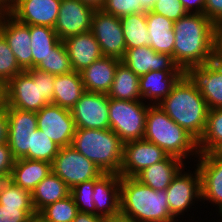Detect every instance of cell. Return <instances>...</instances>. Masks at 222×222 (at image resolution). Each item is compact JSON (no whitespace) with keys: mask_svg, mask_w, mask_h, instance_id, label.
Returning a JSON list of instances; mask_svg holds the SVG:
<instances>
[{"mask_svg":"<svg viewBox=\"0 0 222 222\" xmlns=\"http://www.w3.org/2000/svg\"><path fill=\"white\" fill-rule=\"evenodd\" d=\"M52 172L72 189L74 186L98 178L103 172L72 146L60 147L51 163Z\"/></svg>","mask_w":222,"mask_h":222,"instance_id":"ba28073f","label":"cell"},{"mask_svg":"<svg viewBox=\"0 0 222 222\" xmlns=\"http://www.w3.org/2000/svg\"><path fill=\"white\" fill-rule=\"evenodd\" d=\"M76 128L109 129V97L105 93L86 92L70 109Z\"/></svg>","mask_w":222,"mask_h":222,"instance_id":"30bf717a","label":"cell"},{"mask_svg":"<svg viewBox=\"0 0 222 222\" xmlns=\"http://www.w3.org/2000/svg\"><path fill=\"white\" fill-rule=\"evenodd\" d=\"M150 105L141 100L109 98V129L113 130L123 143L143 139Z\"/></svg>","mask_w":222,"mask_h":222,"instance_id":"52a82bcc","label":"cell"},{"mask_svg":"<svg viewBox=\"0 0 222 222\" xmlns=\"http://www.w3.org/2000/svg\"><path fill=\"white\" fill-rule=\"evenodd\" d=\"M121 62L139 77L150 71H183L170 54L157 53L150 46L126 49Z\"/></svg>","mask_w":222,"mask_h":222,"instance_id":"d6986e66","label":"cell"},{"mask_svg":"<svg viewBox=\"0 0 222 222\" xmlns=\"http://www.w3.org/2000/svg\"><path fill=\"white\" fill-rule=\"evenodd\" d=\"M102 220L98 215L78 212L73 222H101Z\"/></svg>","mask_w":222,"mask_h":222,"instance_id":"681fc988","label":"cell"},{"mask_svg":"<svg viewBox=\"0 0 222 222\" xmlns=\"http://www.w3.org/2000/svg\"><path fill=\"white\" fill-rule=\"evenodd\" d=\"M91 32L100 45L103 56L123 59L126 44L119 17L107 14L101 9L95 10L92 16Z\"/></svg>","mask_w":222,"mask_h":222,"instance_id":"9c48e42d","label":"cell"},{"mask_svg":"<svg viewBox=\"0 0 222 222\" xmlns=\"http://www.w3.org/2000/svg\"><path fill=\"white\" fill-rule=\"evenodd\" d=\"M214 60L222 63V21L214 24Z\"/></svg>","mask_w":222,"mask_h":222,"instance_id":"bcb514c9","label":"cell"},{"mask_svg":"<svg viewBox=\"0 0 222 222\" xmlns=\"http://www.w3.org/2000/svg\"><path fill=\"white\" fill-rule=\"evenodd\" d=\"M95 179L82 182L74 186L70 195L73 197L78 212L95 214V204L93 201V189Z\"/></svg>","mask_w":222,"mask_h":222,"instance_id":"f35d334b","label":"cell"},{"mask_svg":"<svg viewBox=\"0 0 222 222\" xmlns=\"http://www.w3.org/2000/svg\"><path fill=\"white\" fill-rule=\"evenodd\" d=\"M32 50V68H35L61 42L54 28L29 25Z\"/></svg>","mask_w":222,"mask_h":222,"instance_id":"f546056e","label":"cell"},{"mask_svg":"<svg viewBox=\"0 0 222 222\" xmlns=\"http://www.w3.org/2000/svg\"><path fill=\"white\" fill-rule=\"evenodd\" d=\"M15 159L8 143L0 144V176L10 179Z\"/></svg>","mask_w":222,"mask_h":222,"instance_id":"ee69618b","label":"cell"},{"mask_svg":"<svg viewBox=\"0 0 222 222\" xmlns=\"http://www.w3.org/2000/svg\"><path fill=\"white\" fill-rule=\"evenodd\" d=\"M146 20L150 37L149 46L155 52L170 54L173 58L174 21L152 11H146Z\"/></svg>","mask_w":222,"mask_h":222,"instance_id":"d4e9b609","label":"cell"},{"mask_svg":"<svg viewBox=\"0 0 222 222\" xmlns=\"http://www.w3.org/2000/svg\"><path fill=\"white\" fill-rule=\"evenodd\" d=\"M35 213L33 207H11L0 204V222H27Z\"/></svg>","mask_w":222,"mask_h":222,"instance_id":"b9f144b4","label":"cell"},{"mask_svg":"<svg viewBox=\"0 0 222 222\" xmlns=\"http://www.w3.org/2000/svg\"><path fill=\"white\" fill-rule=\"evenodd\" d=\"M27 222H49L40 213L31 215Z\"/></svg>","mask_w":222,"mask_h":222,"instance_id":"11a10c76","label":"cell"},{"mask_svg":"<svg viewBox=\"0 0 222 222\" xmlns=\"http://www.w3.org/2000/svg\"><path fill=\"white\" fill-rule=\"evenodd\" d=\"M120 215L137 222H176L166 191H156L134 177H121Z\"/></svg>","mask_w":222,"mask_h":222,"instance_id":"3957f363","label":"cell"},{"mask_svg":"<svg viewBox=\"0 0 222 222\" xmlns=\"http://www.w3.org/2000/svg\"><path fill=\"white\" fill-rule=\"evenodd\" d=\"M24 71L8 46L5 37L0 33V80L7 84L13 77Z\"/></svg>","mask_w":222,"mask_h":222,"instance_id":"74e56055","label":"cell"},{"mask_svg":"<svg viewBox=\"0 0 222 222\" xmlns=\"http://www.w3.org/2000/svg\"><path fill=\"white\" fill-rule=\"evenodd\" d=\"M183 162L177 157L168 155L164 160L139 172L134 178L156 191L166 190L177 173L183 168V164H185Z\"/></svg>","mask_w":222,"mask_h":222,"instance_id":"cb8c5ba5","label":"cell"},{"mask_svg":"<svg viewBox=\"0 0 222 222\" xmlns=\"http://www.w3.org/2000/svg\"><path fill=\"white\" fill-rule=\"evenodd\" d=\"M111 222H137V221L124 217L122 215H118V216L112 217Z\"/></svg>","mask_w":222,"mask_h":222,"instance_id":"9f6ffc18","label":"cell"},{"mask_svg":"<svg viewBox=\"0 0 222 222\" xmlns=\"http://www.w3.org/2000/svg\"><path fill=\"white\" fill-rule=\"evenodd\" d=\"M197 168L200 174L201 200L219 206L222 215V155L220 153H199Z\"/></svg>","mask_w":222,"mask_h":222,"instance_id":"e0dca14e","label":"cell"},{"mask_svg":"<svg viewBox=\"0 0 222 222\" xmlns=\"http://www.w3.org/2000/svg\"><path fill=\"white\" fill-rule=\"evenodd\" d=\"M8 142V117L5 107L0 109V144Z\"/></svg>","mask_w":222,"mask_h":222,"instance_id":"c3c4849f","label":"cell"},{"mask_svg":"<svg viewBox=\"0 0 222 222\" xmlns=\"http://www.w3.org/2000/svg\"><path fill=\"white\" fill-rule=\"evenodd\" d=\"M184 74L200 91L208 109L222 108V65L213 60L206 64L191 66Z\"/></svg>","mask_w":222,"mask_h":222,"instance_id":"7c38bea8","label":"cell"},{"mask_svg":"<svg viewBox=\"0 0 222 222\" xmlns=\"http://www.w3.org/2000/svg\"><path fill=\"white\" fill-rule=\"evenodd\" d=\"M120 181L121 176L114 173H103L95 179L93 189L95 215L102 219L120 215Z\"/></svg>","mask_w":222,"mask_h":222,"instance_id":"ffe728a7","label":"cell"},{"mask_svg":"<svg viewBox=\"0 0 222 222\" xmlns=\"http://www.w3.org/2000/svg\"><path fill=\"white\" fill-rule=\"evenodd\" d=\"M16 0H0V12L8 13L14 6Z\"/></svg>","mask_w":222,"mask_h":222,"instance_id":"f907efd6","label":"cell"},{"mask_svg":"<svg viewBox=\"0 0 222 222\" xmlns=\"http://www.w3.org/2000/svg\"><path fill=\"white\" fill-rule=\"evenodd\" d=\"M185 11L190 14H204L205 0H179Z\"/></svg>","mask_w":222,"mask_h":222,"instance_id":"7dc6e473","label":"cell"},{"mask_svg":"<svg viewBox=\"0 0 222 222\" xmlns=\"http://www.w3.org/2000/svg\"><path fill=\"white\" fill-rule=\"evenodd\" d=\"M158 105L175 123L199 141L206 128L209 109L200 91L185 74Z\"/></svg>","mask_w":222,"mask_h":222,"instance_id":"7a4b0ae2","label":"cell"},{"mask_svg":"<svg viewBox=\"0 0 222 222\" xmlns=\"http://www.w3.org/2000/svg\"><path fill=\"white\" fill-rule=\"evenodd\" d=\"M6 84H4L1 80H0V109L5 107L6 104Z\"/></svg>","mask_w":222,"mask_h":222,"instance_id":"f5cc1de1","label":"cell"},{"mask_svg":"<svg viewBox=\"0 0 222 222\" xmlns=\"http://www.w3.org/2000/svg\"><path fill=\"white\" fill-rule=\"evenodd\" d=\"M120 62L117 58L102 56L80 72L85 91L107 94Z\"/></svg>","mask_w":222,"mask_h":222,"instance_id":"603a6c76","label":"cell"},{"mask_svg":"<svg viewBox=\"0 0 222 222\" xmlns=\"http://www.w3.org/2000/svg\"><path fill=\"white\" fill-rule=\"evenodd\" d=\"M49 222H73L78 209L71 195L49 204L39 212Z\"/></svg>","mask_w":222,"mask_h":222,"instance_id":"e575fe53","label":"cell"},{"mask_svg":"<svg viewBox=\"0 0 222 222\" xmlns=\"http://www.w3.org/2000/svg\"><path fill=\"white\" fill-rule=\"evenodd\" d=\"M101 10L119 18L125 15L146 12L138 0H105Z\"/></svg>","mask_w":222,"mask_h":222,"instance_id":"ab89813d","label":"cell"},{"mask_svg":"<svg viewBox=\"0 0 222 222\" xmlns=\"http://www.w3.org/2000/svg\"><path fill=\"white\" fill-rule=\"evenodd\" d=\"M204 15L214 24L222 21V0H205Z\"/></svg>","mask_w":222,"mask_h":222,"instance_id":"f6af8a7d","label":"cell"},{"mask_svg":"<svg viewBox=\"0 0 222 222\" xmlns=\"http://www.w3.org/2000/svg\"><path fill=\"white\" fill-rule=\"evenodd\" d=\"M82 3L93 7L95 10H99L103 7L105 0H80Z\"/></svg>","mask_w":222,"mask_h":222,"instance_id":"816d5d0a","label":"cell"},{"mask_svg":"<svg viewBox=\"0 0 222 222\" xmlns=\"http://www.w3.org/2000/svg\"><path fill=\"white\" fill-rule=\"evenodd\" d=\"M95 9L80 0H61L59 15L54 30L61 41L91 31Z\"/></svg>","mask_w":222,"mask_h":222,"instance_id":"5bb4252c","label":"cell"},{"mask_svg":"<svg viewBox=\"0 0 222 222\" xmlns=\"http://www.w3.org/2000/svg\"><path fill=\"white\" fill-rule=\"evenodd\" d=\"M61 0H16L8 14L19 23L54 28Z\"/></svg>","mask_w":222,"mask_h":222,"instance_id":"2e32d148","label":"cell"},{"mask_svg":"<svg viewBox=\"0 0 222 222\" xmlns=\"http://www.w3.org/2000/svg\"><path fill=\"white\" fill-rule=\"evenodd\" d=\"M35 68L54 75L70 73L72 68L64 42L61 41L53 49V52L43 59Z\"/></svg>","mask_w":222,"mask_h":222,"instance_id":"836d02e7","label":"cell"},{"mask_svg":"<svg viewBox=\"0 0 222 222\" xmlns=\"http://www.w3.org/2000/svg\"><path fill=\"white\" fill-rule=\"evenodd\" d=\"M143 139L158 145L168 155L182 161L191 154L199 156L198 141L175 123L158 104H151L148 108Z\"/></svg>","mask_w":222,"mask_h":222,"instance_id":"277c9868","label":"cell"},{"mask_svg":"<svg viewBox=\"0 0 222 222\" xmlns=\"http://www.w3.org/2000/svg\"><path fill=\"white\" fill-rule=\"evenodd\" d=\"M51 171V163L47 161L21 158L15 160L10 179L17 186L32 192Z\"/></svg>","mask_w":222,"mask_h":222,"instance_id":"484cf974","label":"cell"},{"mask_svg":"<svg viewBox=\"0 0 222 222\" xmlns=\"http://www.w3.org/2000/svg\"><path fill=\"white\" fill-rule=\"evenodd\" d=\"M101 222H111V218L110 219H103Z\"/></svg>","mask_w":222,"mask_h":222,"instance_id":"680465c9","label":"cell"},{"mask_svg":"<svg viewBox=\"0 0 222 222\" xmlns=\"http://www.w3.org/2000/svg\"><path fill=\"white\" fill-rule=\"evenodd\" d=\"M199 153L222 152V108L209 109L204 134L198 141Z\"/></svg>","mask_w":222,"mask_h":222,"instance_id":"1f68e13d","label":"cell"},{"mask_svg":"<svg viewBox=\"0 0 222 222\" xmlns=\"http://www.w3.org/2000/svg\"><path fill=\"white\" fill-rule=\"evenodd\" d=\"M8 117V133H32L37 128L36 112L5 107Z\"/></svg>","mask_w":222,"mask_h":222,"instance_id":"8d00e7d4","label":"cell"},{"mask_svg":"<svg viewBox=\"0 0 222 222\" xmlns=\"http://www.w3.org/2000/svg\"><path fill=\"white\" fill-rule=\"evenodd\" d=\"M0 33L5 37L19 66L24 71L32 68L29 25L19 23L8 13H2L0 15Z\"/></svg>","mask_w":222,"mask_h":222,"instance_id":"ac0fdd59","label":"cell"},{"mask_svg":"<svg viewBox=\"0 0 222 222\" xmlns=\"http://www.w3.org/2000/svg\"><path fill=\"white\" fill-rule=\"evenodd\" d=\"M30 133H8V145L15 160L24 158L29 151Z\"/></svg>","mask_w":222,"mask_h":222,"instance_id":"7bdbcfd3","label":"cell"},{"mask_svg":"<svg viewBox=\"0 0 222 222\" xmlns=\"http://www.w3.org/2000/svg\"><path fill=\"white\" fill-rule=\"evenodd\" d=\"M4 181H5V179L2 176H0V188H1Z\"/></svg>","mask_w":222,"mask_h":222,"instance_id":"6f0895ef","label":"cell"},{"mask_svg":"<svg viewBox=\"0 0 222 222\" xmlns=\"http://www.w3.org/2000/svg\"><path fill=\"white\" fill-rule=\"evenodd\" d=\"M28 147L29 151L24 157L25 159L42 160L49 163H52L60 150V146L39 128L29 135Z\"/></svg>","mask_w":222,"mask_h":222,"instance_id":"d6a6232c","label":"cell"},{"mask_svg":"<svg viewBox=\"0 0 222 222\" xmlns=\"http://www.w3.org/2000/svg\"><path fill=\"white\" fill-rule=\"evenodd\" d=\"M0 204L11 207H33L31 192L6 179L0 188Z\"/></svg>","mask_w":222,"mask_h":222,"instance_id":"d590c367","label":"cell"},{"mask_svg":"<svg viewBox=\"0 0 222 222\" xmlns=\"http://www.w3.org/2000/svg\"><path fill=\"white\" fill-rule=\"evenodd\" d=\"M138 2H141L142 8L145 11H151V9L153 8V6L156 3V0H138Z\"/></svg>","mask_w":222,"mask_h":222,"instance_id":"db71d44e","label":"cell"},{"mask_svg":"<svg viewBox=\"0 0 222 222\" xmlns=\"http://www.w3.org/2000/svg\"><path fill=\"white\" fill-rule=\"evenodd\" d=\"M124 143L111 129L76 128L71 146L103 173L119 174Z\"/></svg>","mask_w":222,"mask_h":222,"instance_id":"8992f818","label":"cell"},{"mask_svg":"<svg viewBox=\"0 0 222 222\" xmlns=\"http://www.w3.org/2000/svg\"><path fill=\"white\" fill-rule=\"evenodd\" d=\"M72 71L82 72L103 56L100 45L91 31L73 35L64 41Z\"/></svg>","mask_w":222,"mask_h":222,"instance_id":"44dd1931","label":"cell"},{"mask_svg":"<svg viewBox=\"0 0 222 222\" xmlns=\"http://www.w3.org/2000/svg\"><path fill=\"white\" fill-rule=\"evenodd\" d=\"M126 49L149 46L146 12L125 15L120 18Z\"/></svg>","mask_w":222,"mask_h":222,"instance_id":"4dcf8cb0","label":"cell"},{"mask_svg":"<svg viewBox=\"0 0 222 222\" xmlns=\"http://www.w3.org/2000/svg\"><path fill=\"white\" fill-rule=\"evenodd\" d=\"M184 71H150L139 78V91L142 101L150 99L159 104L171 91ZM144 98V100H143ZM146 98V99H145Z\"/></svg>","mask_w":222,"mask_h":222,"instance_id":"7402d4cb","label":"cell"},{"mask_svg":"<svg viewBox=\"0 0 222 222\" xmlns=\"http://www.w3.org/2000/svg\"><path fill=\"white\" fill-rule=\"evenodd\" d=\"M37 115V128L60 147L71 146L76 126L70 109L54 104L41 108Z\"/></svg>","mask_w":222,"mask_h":222,"instance_id":"8fae6325","label":"cell"},{"mask_svg":"<svg viewBox=\"0 0 222 222\" xmlns=\"http://www.w3.org/2000/svg\"><path fill=\"white\" fill-rule=\"evenodd\" d=\"M168 154L158 145L139 139L123 145L121 177H135L139 172L164 160Z\"/></svg>","mask_w":222,"mask_h":222,"instance_id":"4fadbf2b","label":"cell"},{"mask_svg":"<svg viewBox=\"0 0 222 222\" xmlns=\"http://www.w3.org/2000/svg\"><path fill=\"white\" fill-rule=\"evenodd\" d=\"M54 74L30 68L6 84L5 107L38 112L53 101Z\"/></svg>","mask_w":222,"mask_h":222,"instance_id":"5b68a950","label":"cell"},{"mask_svg":"<svg viewBox=\"0 0 222 222\" xmlns=\"http://www.w3.org/2000/svg\"><path fill=\"white\" fill-rule=\"evenodd\" d=\"M181 169L174 177L171 184L167 187V201L171 215L176 218L180 214L183 215L196 198L201 199L200 174L198 168L193 174L184 172Z\"/></svg>","mask_w":222,"mask_h":222,"instance_id":"9a60e30c","label":"cell"},{"mask_svg":"<svg viewBox=\"0 0 222 222\" xmlns=\"http://www.w3.org/2000/svg\"><path fill=\"white\" fill-rule=\"evenodd\" d=\"M151 11L167 17L174 22L187 14L179 0H159L155 3Z\"/></svg>","mask_w":222,"mask_h":222,"instance_id":"60d3db41","label":"cell"},{"mask_svg":"<svg viewBox=\"0 0 222 222\" xmlns=\"http://www.w3.org/2000/svg\"><path fill=\"white\" fill-rule=\"evenodd\" d=\"M53 87V101L51 104L67 109H71L85 93L81 74L76 71L56 75Z\"/></svg>","mask_w":222,"mask_h":222,"instance_id":"4316f807","label":"cell"},{"mask_svg":"<svg viewBox=\"0 0 222 222\" xmlns=\"http://www.w3.org/2000/svg\"><path fill=\"white\" fill-rule=\"evenodd\" d=\"M71 189L54 172H50L31 192L32 204L36 213L44 207L70 195Z\"/></svg>","mask_w":222,"mask_h":222,"instance_id":"83f0119b","label":"cell"},{"mask_svg":"<svg viewBox=\"0 0 222 222\" xmlns=\"http://www.w3.org/2000/svg\"><path fill=\"white\" fill-rule=\"evenodd\" d=\"M173 60L184 72L214 60V23L204 14L187 13L174 22Z\"/></svg>","mask_w":222,"mask_h":222,"instance_id":"6da1fadb","label":"cell"},{"mask_svg":"<svg viewBox=\"0 0 222 222\" xmlns=\"http://www.w3.org/2000/svg\"><path fill=\"white\" fill-rule=\"evenodd\" d=\"M139 78L130 68L120 62L115 70L111 89L107 93L108 97L128 101L142 100Z\"/></svg>","mask_w":222,"mask_h":222,"instance_id":"f1b7e54d","label":"cell"}]
</instances>
